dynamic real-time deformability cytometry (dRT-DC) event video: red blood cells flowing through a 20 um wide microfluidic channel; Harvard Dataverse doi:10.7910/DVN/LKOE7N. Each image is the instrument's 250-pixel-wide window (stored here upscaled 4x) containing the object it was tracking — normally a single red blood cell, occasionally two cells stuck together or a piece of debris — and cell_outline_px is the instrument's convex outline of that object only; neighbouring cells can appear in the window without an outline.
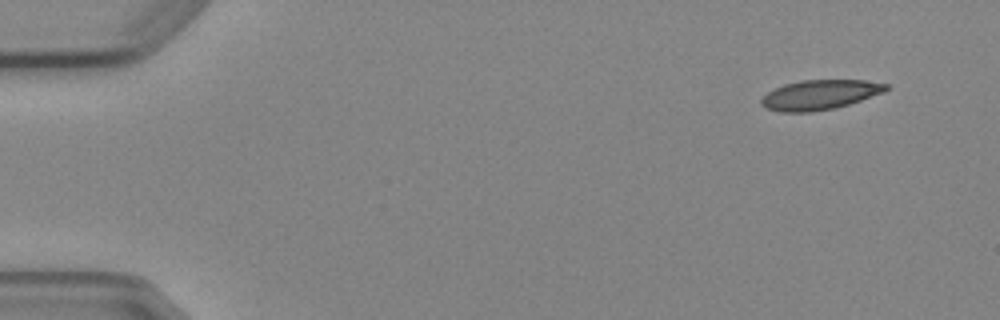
{"species": "Egyptian fruit bat (a non-hibernating species)", "species_latin": "Rousettus aegyptiacus", "temperature_condition": "cold", "stored_images_in_passage": 6, "camera_frame_rate_fps": 3000, "um_per_image_px": 0.085, "animal": {"sex": "female"}, "frame": {"image": 1, "passage_image": 1, "time_ms": 0.0, "image_size_px": [1000, 320], "cell_outline_px": [[892, 88], [884, 92], [836, 108], [812, 112], [780, 112], [764, 108], [760, 104], [760, 100], [768, 92], [784, 84], [800, 80], [864, 80], [888, 84]], "centroid_in_image_um": [69.68, 8.06], "position_along_channel_um": 15.3, "area_um2": 21.73}}
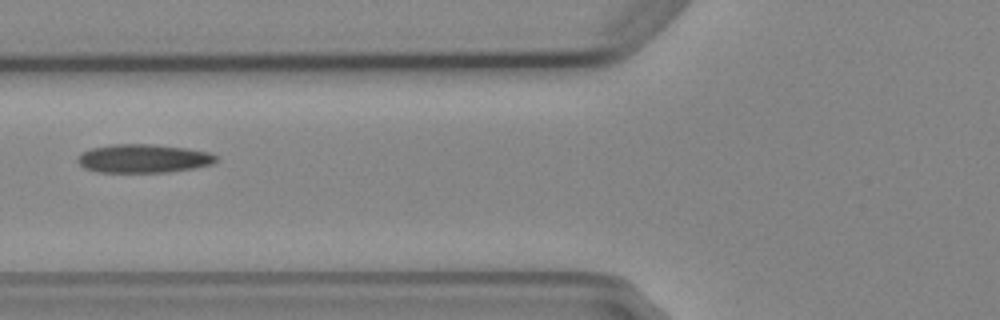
{"frame": {"image": 2, "passage_image": 5, "time_ms": 5.667, "image_size_px": [1000, 320], "cell_outline_px": [[216, 160], [212, 164], [192, 168], [168, 172], [96, 172], [84, 168], [76, 160], [84, 152], [92, 148], [112, 144], [152, 144], [184, 148], [208, 152], [216, 156]], "centroid_in_image_um": [12.16, 13.48], "position_along_channel_um": 113.6, "area_um2": 22.77}}
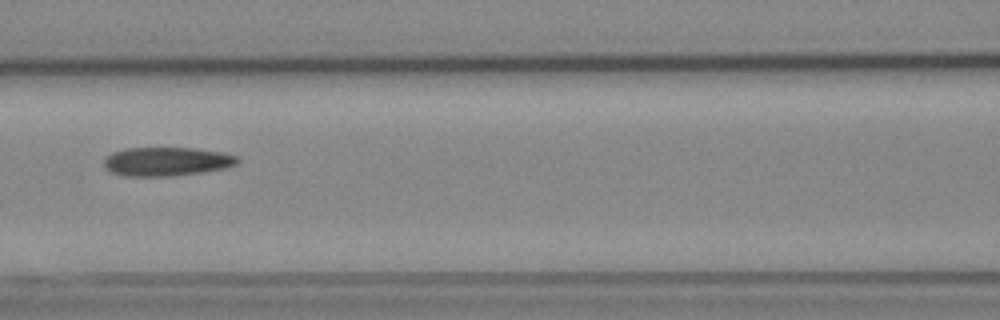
{"frame": {"image": 3, "passage_image": 6, "time_ms": 6.667, "image_size_px": [1000, 320], "cell_outline_px": [[240, 160], [236, 164], [224, 168], [204, 172], [172, 176], [124, 176], [112, 172], [104, 168], [104, 156], [112, 152], [124, 148], [196, 148], [220, 152], [236, 156]], "centroid_in_image_um": [14.12, 13.73], "position_along_channel_um": 152.5, "area_um2": 22.54}}